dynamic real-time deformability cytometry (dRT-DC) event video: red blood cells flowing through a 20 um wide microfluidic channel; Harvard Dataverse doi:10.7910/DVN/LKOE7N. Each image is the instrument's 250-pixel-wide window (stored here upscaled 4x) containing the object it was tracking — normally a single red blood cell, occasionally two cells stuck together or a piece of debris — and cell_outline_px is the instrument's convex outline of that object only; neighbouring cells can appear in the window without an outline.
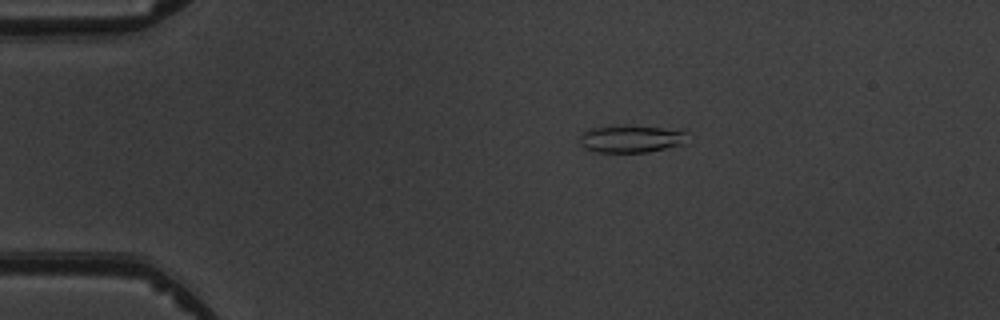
{"species": "common noctule bat (a hibernating species)", "species_latin": "Nyctalus noctula", "temperature_condition": "warm", "stored_images_in_passage": 6, "camera_frame_rate_fps": 3000, "um_per_image_px": 0.085, "animal": {"sex": "male", "body_mass_g": 19.5, "forearm_length_mm": 54.6}, "frame": {"image": 1, "passage_image": 1, "time_ms": 0.0, "image_size_px": [1000, 320], "cell_outline_px": [[688, 144], [648, 152], [596, 152], [584, 148], [580, 144], [580, 136], [588, 128], [616, 124], [660, 128], [688, 132]], "centroid_in_image_um": [53.65, 11.8], "position_along_channel_um": 31.3, "area_um2": 17.63}}
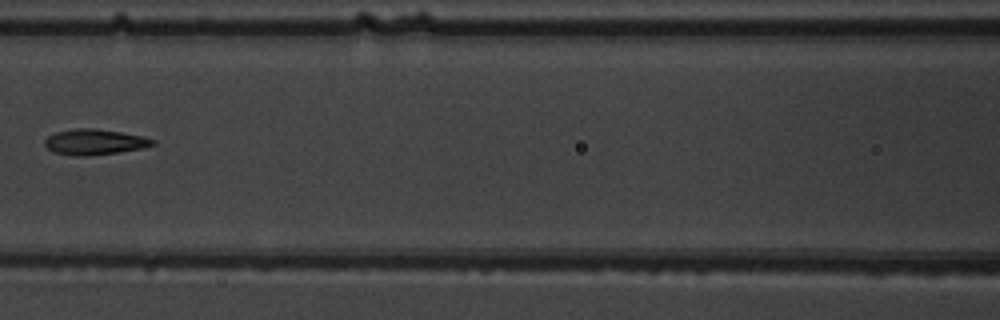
{"frame": {"image": 2, "passage_image": 5, "time_ms": 4.667, "image_size_px": [1000, 320], "cell_outline_px": [[156, 144], [140, 148], [116, 152], [84, 156], [76, 156], [56, 152], [48, 148], [44, 144], [44, 140], [48, 136], [56, 132], [76, 128], [92, 128], [120, 132], [140, 136], [156, 140]], "centroid_in_image_um": [8.01, 12.06], "position_along_channel_um": 158.6, "area_um2": 15.72}}
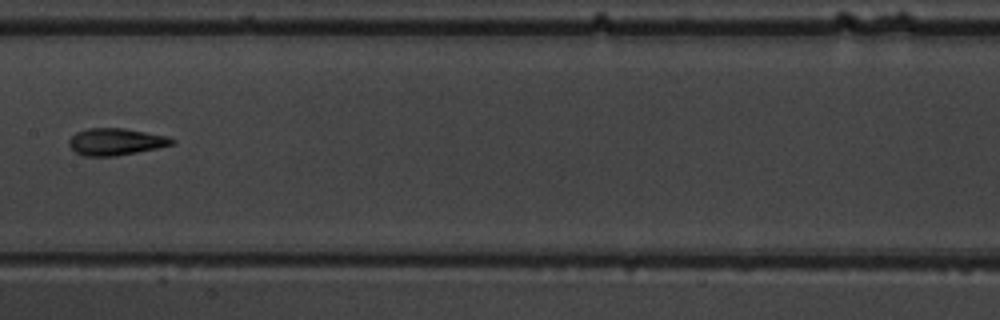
{"frame": {"image": 3, "passage_image": 6, "time_ms": 5.667, "image_size_px": [1000, 320], "cell_outline_px": [[176, 144], [116, 156], [84, 156], [76, 152], [68, 144], [68, 140], [76, 132], [88, 128], [124, 128], [168, 136], [176, 140]], "centroid_in_image_um": [9.85, 12.04], "position_along_channel_um": 197.5, "area_um2": 16.18}}